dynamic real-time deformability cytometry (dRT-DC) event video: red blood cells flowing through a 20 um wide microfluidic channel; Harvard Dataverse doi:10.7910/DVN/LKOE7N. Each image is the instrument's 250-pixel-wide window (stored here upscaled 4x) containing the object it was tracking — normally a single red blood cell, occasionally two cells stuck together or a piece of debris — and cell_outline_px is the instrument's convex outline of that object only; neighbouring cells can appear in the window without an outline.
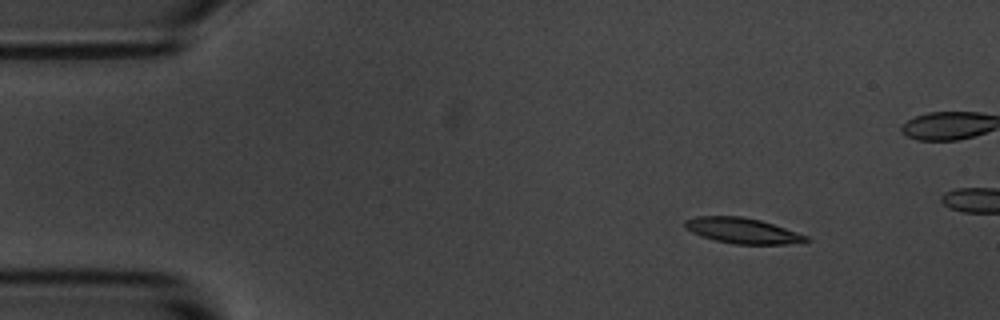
{"species": "common noctule bat (a hibernating species)", "species_latin": "Nyctalus noctula", "temperature_condition": "room temperature", "stored_images_in_passage": 4, "camera_frame_rate_fps": 3000, "um_per_image_px": 0.085, "animal": {"sex": "male", "body_mass_g": 20.1, "forearm_length_mm": 53.5}, "frame": {"image": 1, "passage_image": 1, "time_ms": 0.0, "image_size_px": [1000, 320], "cell_outline_px": [[812, 240], [788, 244], [736, 244], [716, 240], [700, 236], [684, 228], [684, 220], [696, 216], [740, 216], [760, 220], [808, 236]], "centroid_in_image_um": [63.07, 19.6], "position_along_channel_um": 21.9, "area_um2": 17.92}}